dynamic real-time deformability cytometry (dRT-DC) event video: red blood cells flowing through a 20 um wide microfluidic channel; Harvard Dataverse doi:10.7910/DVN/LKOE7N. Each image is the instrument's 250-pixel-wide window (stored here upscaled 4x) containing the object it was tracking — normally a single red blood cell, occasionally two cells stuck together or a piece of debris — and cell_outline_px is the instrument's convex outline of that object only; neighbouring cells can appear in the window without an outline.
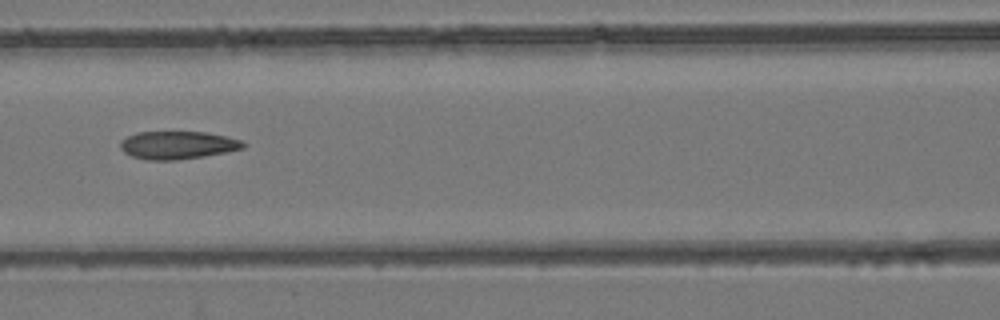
{"species": "common noctule bat (a hibernating species)", "species_latin": "Nyctalus noctula", "temperature_condition": "room temperature", "stored_images_in_passage": 7, "camera_frame_rate_fps": 3000, "um_per_image_px": 0.085, "animal": {"sex": "female", "body_mass_g": 24.6, "forearm_length_mm": 56.2}, "frame": {"image": 1, "passage_image": 7, "time_ms": 2.0, "image_size_px": [1000, 320], "cell_outline_px": [[248, 144], [244, 148], [204, 156], [176, 160], [144, 160], [132, 156], [124, 152], [120, 148], [120, 140], [136, 132], [204, 132], [244, 140]], "centroid_in_image_um": [15.1, 12.33], "position_along_channel_um": 151.5, "area_um2": 20.06}}